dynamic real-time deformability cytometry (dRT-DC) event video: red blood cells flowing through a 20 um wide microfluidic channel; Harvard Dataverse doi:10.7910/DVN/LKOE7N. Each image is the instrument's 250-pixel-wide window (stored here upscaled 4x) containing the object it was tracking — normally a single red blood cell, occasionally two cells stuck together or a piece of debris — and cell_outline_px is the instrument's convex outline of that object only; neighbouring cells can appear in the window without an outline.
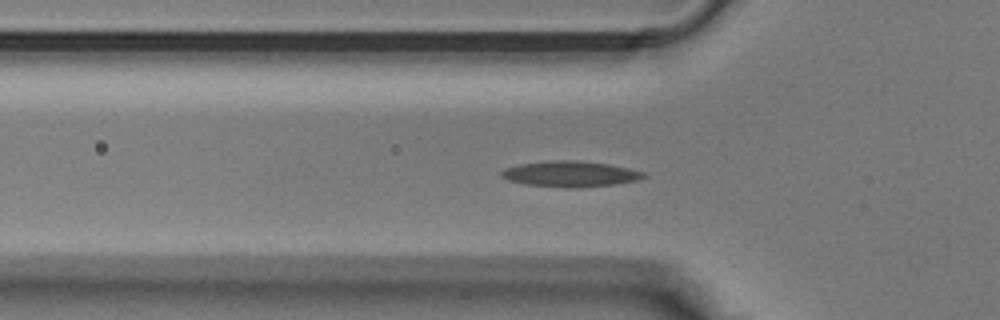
{"species": "Egyptian fruit bat (a non-hibernating species)", "species_latin": "Rousettus aegyptiacus", "temperature_condition": "warm", "stored_images_in_passage": 31, "camera_frame_rate_fps": 3000, "um_per_image_px": 0.085, "animal": {"sex": "male"}, "frame": {"image": 1, "passage_image": 3, "time_ms": 0.667, "image_size_px": [1000, 320], "cell_outline_px": [[648, 176], [636, 180], [612, 184], [572, 188], [564, 188], [528, 184], [508, 180], [500, 176], [500, 172], [504, 168], [520, 164], [556, 160], [572, 160], [608, 164], [628, 168], [644, 172]], "centroid_in_image_um": [48.45, 14.78], "position_along_channel_um": 77.4, "area_um2": 21.04}}
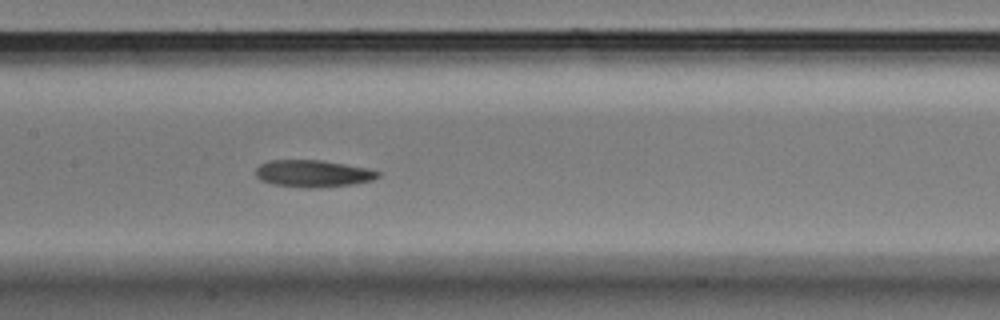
{"frame": {"image": 2, "passage_image": 9, "time_ms": 2.667, "image_size_px": [1000, 320], "cell_outline_px": [[380, 176], [372, 180], [352, 184], [316, 188], [308, 188], [272, 184], [260, 180], [256, 176], [256, 168], [260, 164], [268, 160], [320, 160], [344, 164], [364, 168], [380, 172]], "centroid_in_image_um": [26.56, 14.75], "position_along_channel_um": 180.8, "area_um2": 19.13}}
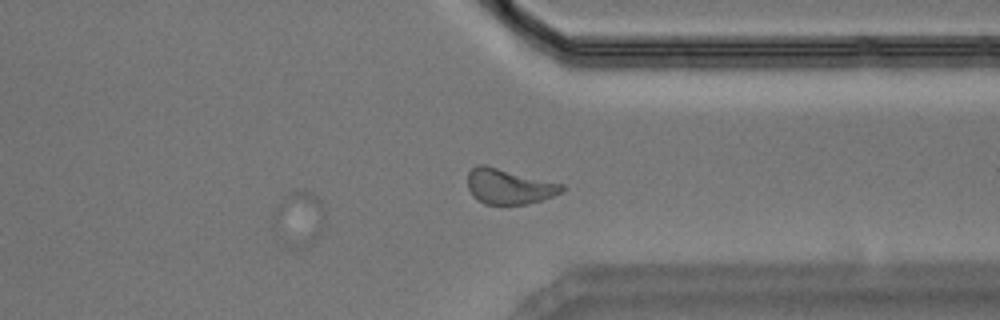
{"frame": {"image": 3, "passage_image": 20, "time_ms": 6.333, "image_size_px": [1000, 320], "cell_outline_px": [[324, 224], [316, 240], [312, 244], [304, 248], [296, 244], [272, 224], [280, 204], [292, 192], [304, 188], [312, 192], [320, 200], [324, 208]], "centroid_in_image_um": [25.56, 18.49], "position_along_channel_um": 385.8, "area_um2": 15.2}}